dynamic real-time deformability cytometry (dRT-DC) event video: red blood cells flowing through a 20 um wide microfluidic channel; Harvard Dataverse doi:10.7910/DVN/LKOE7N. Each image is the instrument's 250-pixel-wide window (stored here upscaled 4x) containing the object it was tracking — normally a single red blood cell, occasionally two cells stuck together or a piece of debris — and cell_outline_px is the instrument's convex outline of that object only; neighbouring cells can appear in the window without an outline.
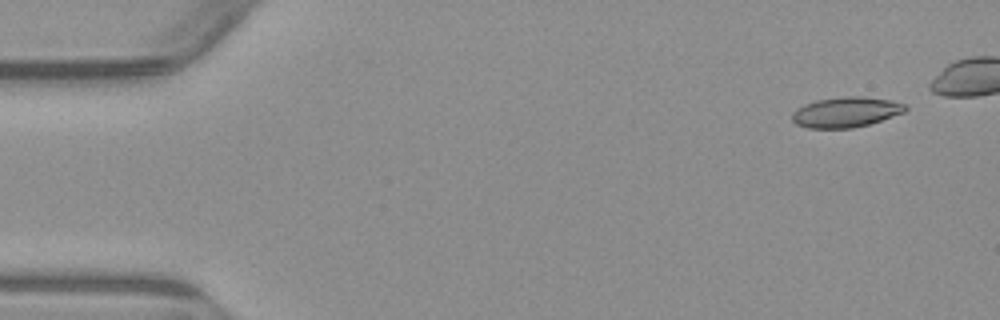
{"species": "common noctule bat (a hibernating species)", "species_latin": "Nyctalus noctula", "temperature_condition": "warm", "stored_images_in_passage": 6, "camera_frame_rate_fps": 3000, "um_per_image_px": 0.085, "animal": {"sex": "male", "body_mass_g": 23.1, "forearm_length_mm": 52.7}, "frame": {"image": 1, "passage_image": 1, "time_ms": 0.0, "image_size_px": [1000, 320], "cell_outline_px": [[908, 108], [904, 112], [868, 124], [852, 128], [808, 128], [796, 124], [792, 120], [792, 112], [796, 108], [804, 104], [816, 100], [844, 96], [860, 96], [892, 100], [904, 104]], "centroid_in_image_um": [71.87, 9.52], "position_along_channel_um": 13.1, "area_um2": 19.94}}
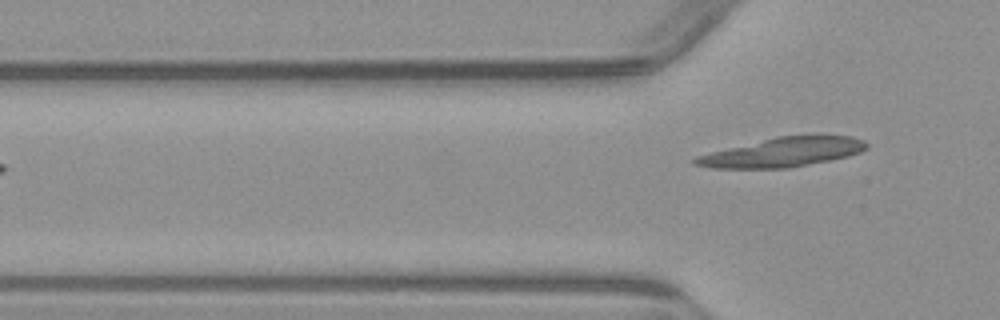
{"frame": {"image": 2, "passage_image": 6, "time_ms": 6.0, "image_size_px": [1000, 320], "cell_outline_px": [[868, 148], [860, 152], [848, 156], [788, 168], [712, 168], [692, 164], [692, 160], [696, 156], [776, 136], [820, 132], [852, 136], [864, 140], [868, 144]], "centroid_in_image_um": [66.63, 12.89], "position_along_channel_um": 59.2, "area_um2": 29.88}}